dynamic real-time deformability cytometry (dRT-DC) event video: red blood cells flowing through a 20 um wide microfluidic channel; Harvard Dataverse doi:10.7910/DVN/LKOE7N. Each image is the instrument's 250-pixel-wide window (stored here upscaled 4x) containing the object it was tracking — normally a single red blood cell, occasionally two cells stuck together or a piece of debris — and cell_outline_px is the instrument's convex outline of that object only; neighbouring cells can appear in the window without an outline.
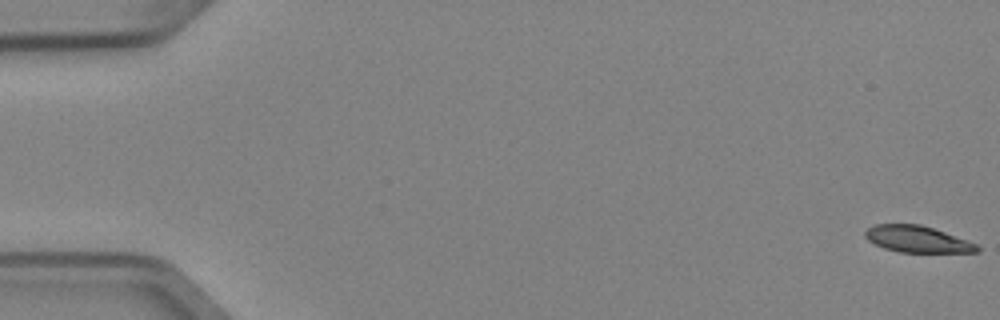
{"species": "Egyptian fruit bat (a non-hibernating species)", "species_latin": "Rousettus aegyptiacus", "temperature_condition": "cold", "stored_images_in_passage": 37, "camera_frame_rate_fps": 3000, "um_per_image_px": 0.085, "animal": {"sex": "female"}, "frame": {"image": 1, "passage_image": 1, "time_ms": 0.0, "image_size_px": [1000, 320], "cell_outline_px": [[980, 252], [900, 252], [884, 248], [868, 240], [864, 236], [864, 232], [872, 224], [920, 224], [944, 232], [976, 244], [980, 248]], "centroid_in_image_um": [77.93, 20.32], "position_along_channel_um": 7.1, "area_um2": 17.11}}
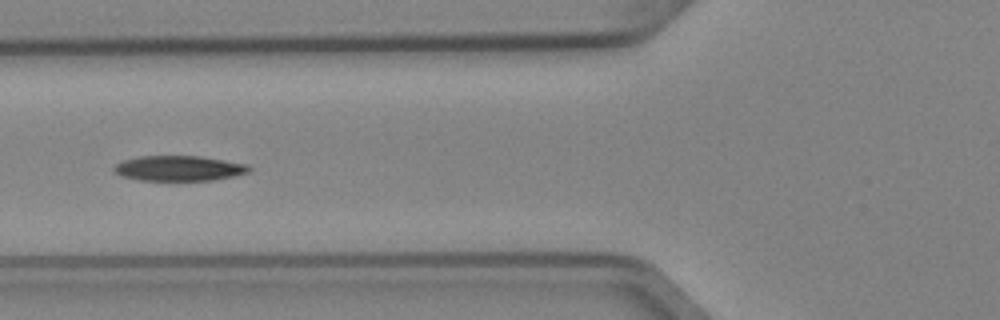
{"frame": {"image": 2, "passage_image": 21, "time_ms": 6.667, "image_size_px": [1000, 320], "cell_outline_px": [[252, 168], [248, 172], [232, 176], [212, 180], [140, 180], [120, 176], [112, 172], [112, 168], [116, 164], [124, 160], [140, 156], [200, 156], [248, 164]], "centroid_in_image_um": [15.17, 14.3], "position_along_channel_um": 110.6, "area_um2": 19.83}}
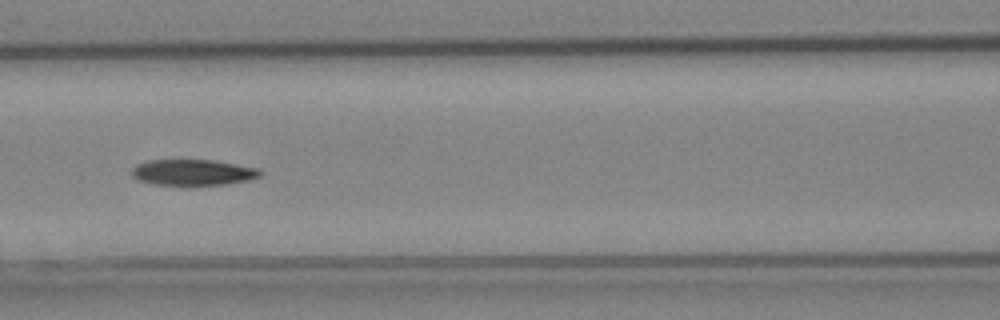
{"frame": {"image": 3, "passage_image": 24, "time_ms": 7.667, "image_size_px": [1000, 320], "cell_outline_px": [[264, 172], [260, 176], [248, 180], [228, 184], [152, 184], [140, 180], [132, 176], [132, 168], [136, 164], [148, 160], [216, 160], [260, 168]], "centroid_in_image_um": [16.45, 14.63], "position_along_channel_um": 150.2, "area_um2": 19.36}}